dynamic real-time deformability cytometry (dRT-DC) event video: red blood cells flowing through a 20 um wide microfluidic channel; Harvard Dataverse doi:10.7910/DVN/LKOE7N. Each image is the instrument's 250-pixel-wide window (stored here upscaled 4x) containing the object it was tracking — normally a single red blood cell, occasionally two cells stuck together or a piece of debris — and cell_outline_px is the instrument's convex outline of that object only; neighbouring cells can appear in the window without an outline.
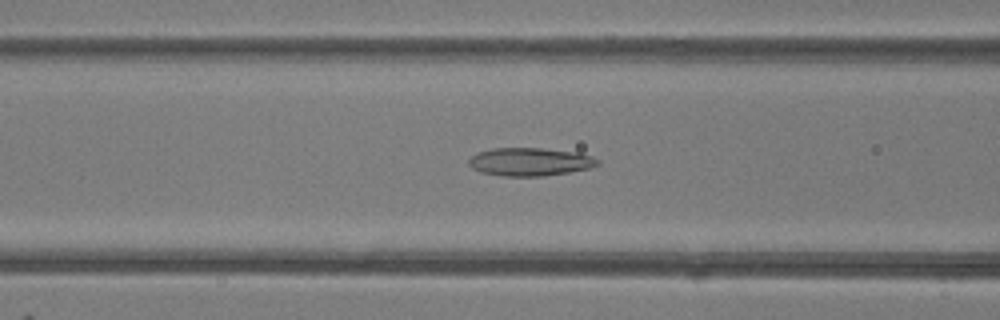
{"species": "common noctule bat (a hibernating species)", "species_latin": "Nyctalus noctula", "temperature_condition": "room temperature", "stored_images_in_passage": 49, "camera_frame_rate_fps": 3000, "um_per_image_px": 0.085, "animal": {"sex": "female"}, "frame": {"image": 1, "passage_image": 20, "time_ms": 6.333, "image_size_px": [1000, 320], "cell_outline_px": [[600, 164], [592, 168], [544, 176], [500, 176], [480, 172], [472, 168], [468, 164], [468, 160], [476, 152], [492, 148], [540, 148], [576, 152], [592, 156], [600, 160]], "centroid_in_image_um": [45.04, 13.75], "position_along_channel_um": 121.6, "area_um2": 21.33}}
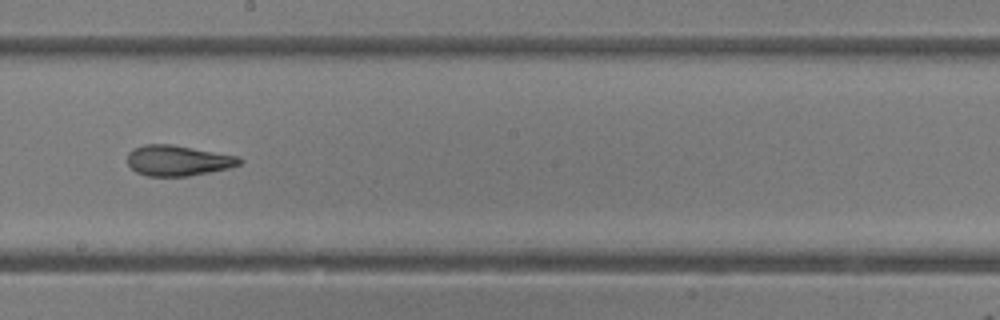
{"frame": {"image": 2, "passage_image": 28, "time_ms": 9.0, "image_size_px": [1000, 320], "cell_outline_px": [[244, 160], [240, 164], [228, 168], [188, 176], [148, 176], [136, 172], [128, 164], [128, 152], [132, 148], [144, 144], [172, 144], [236, 156]], "centroid_in_image_um": [15.08, 13.64], "position_along_channel_um": 233.1, "area_um2": 19.83}}
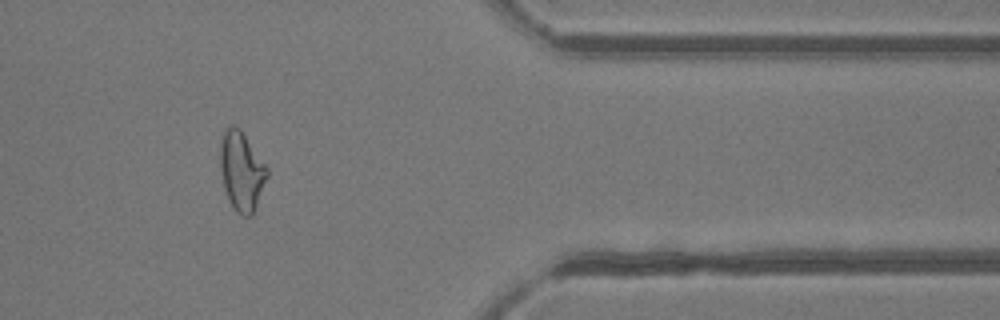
{"frame": {"image": 3, "passage_image": 41, "time_ms": 13.333, "image_size_px": [1000, 320], "cell_outline_px": [[268, 176], [256, 208], [252, 216], [244, 216], [236, 212], [232, 208], [228, 200], [224, 188], [220, 168], [220, 144], [224, 128], [232, 124], [240, 128], [268, 168]], "centroid_in_image_um": [20.53, 14.55], "position_along_channel_um": 390.9, "area_um2": 21.91}, "authors_computed_cell_mechanics": {"area_um2": 22.7154, "velocity_mm_per_s": 4.1848, "shape_relaxation_time_tau1_ms": 7.3805, "shape_relaxation_time_tau2_ms": 2.2671, "deformation_change_tau1": 0.1829, "deformation_change_tau2": 0.1069}}